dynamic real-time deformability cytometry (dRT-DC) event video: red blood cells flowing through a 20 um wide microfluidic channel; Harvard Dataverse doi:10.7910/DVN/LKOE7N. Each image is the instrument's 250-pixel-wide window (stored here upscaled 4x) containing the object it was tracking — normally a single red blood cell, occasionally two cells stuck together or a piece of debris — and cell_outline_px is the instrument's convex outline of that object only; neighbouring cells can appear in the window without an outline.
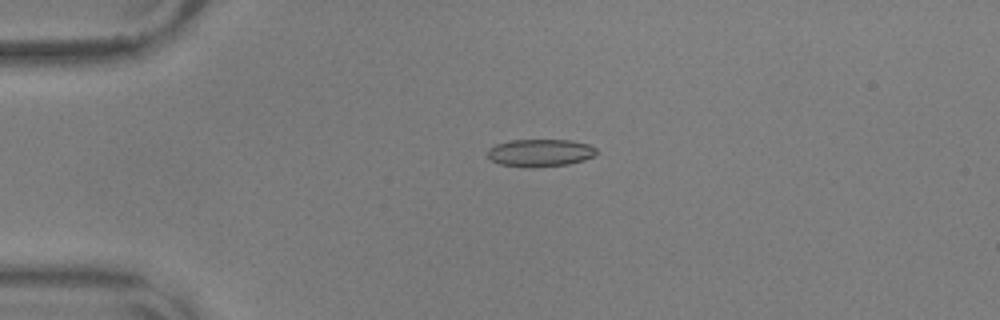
{"species": "common noctule bat (a hibernating species)", "species_latin": "Nyctalus noctula", "temperature_condition": "warm", "stored_images_in_passage": 47, "camera_frame_rate_fps": 3000, "um_per_image_px": 0.085, "animal": {"sex": "male", "body_mass_g": 17.9, "forearm_length_mm": 54.2}, "frame": {"image": 1, "passage_image": 5, "time_ms": 1.333, "image_size_px": [1000, 320], "cell_outline_px": [[596, 152], [592, 156], [584, 160], [568, 164], [528, 168], [500, 164], [492, 160], [488, 156], [488, 148], [496, 144], [512, 140], [572, 140], [588, 144], [596, 148]], "centroid_in_image_um": [45.9, 12.99], "position_along_channel_um": 39.1, "area_um2": 17.4}}
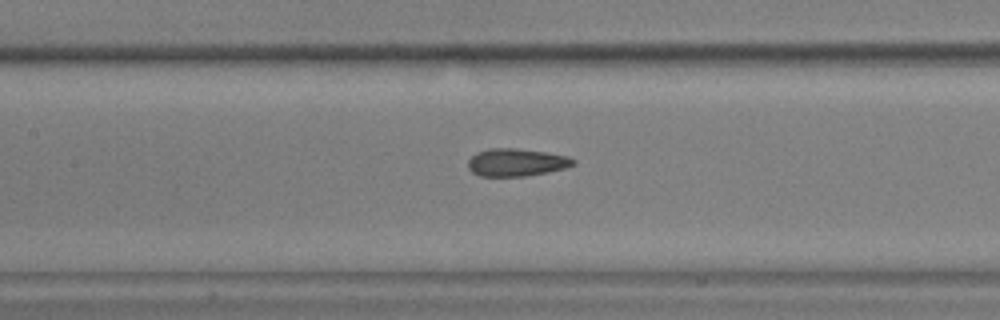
{"frame": {"image": 2, "passage_image": 18, "time_ms": 5.667, "image_size_px": [1000, 320], "cell_outline_px": [[576, 164], [564, 168], [548, 172], [528, 176], [480, 176], [472, 172], [468, 168], [468, 160], [476, 152], [488, 148], [516, 148], [548, 152], [568, 156], [576, 160]], "centroid_in_image_um": [43.9, 13.79], "position_along_channel_um": 163.5, "area_um2": 17.17}}
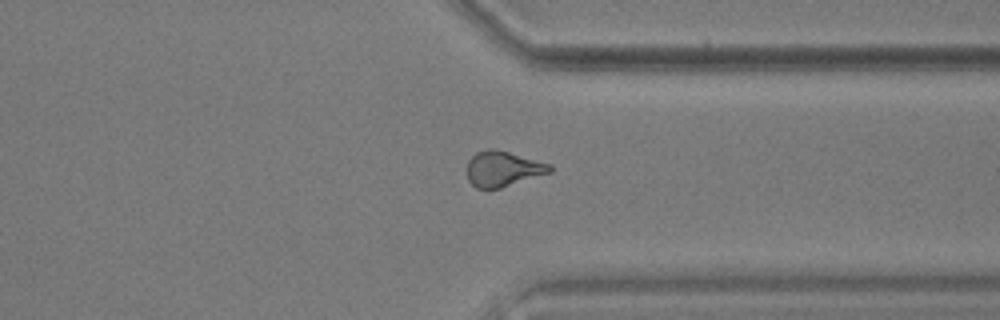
{"frame": {"image": 3, "passage_image": 35, "time_ms": 11.333, "image_size_px": [1000, 320], "cell_outline_px": [[552, 172], [488, 192], [476, 188], [468, 180], [468, 160], [476, 152], [488, 148], [496, 148], [552, 164]], "centroid_in_image_um": [42.75, 14.37], "position_along_channel_um": 368.7, "area_um2": 17.57}, "authors_computed_cell_mechanics": {"area_um2": 17.4556, "velocity_mm_per_s": 3.6355, "shape_relaxation_time_tau1_ms": 6.6394, "shape_relaxation_time_tau2_ms": 1.9681, "deformation_change_tau1": 0.1586, "deformation_change_tau2": 0.104}}